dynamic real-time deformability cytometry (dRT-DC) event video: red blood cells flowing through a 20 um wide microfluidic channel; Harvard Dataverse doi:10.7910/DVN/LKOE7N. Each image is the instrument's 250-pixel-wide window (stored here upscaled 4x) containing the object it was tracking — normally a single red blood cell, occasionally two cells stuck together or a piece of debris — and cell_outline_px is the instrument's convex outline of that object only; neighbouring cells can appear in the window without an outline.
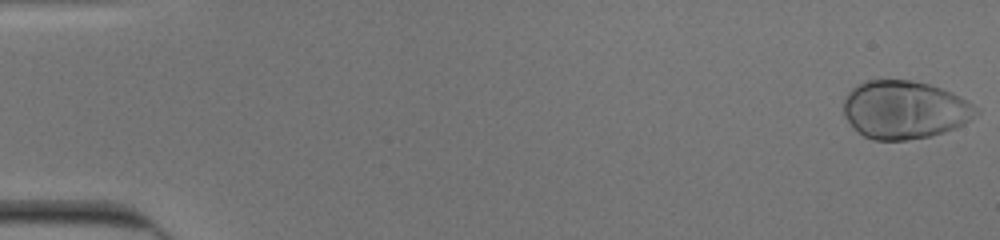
{"species": "human", "species_latin": "Homo sapiens", "temperature_condition": "cold", "stored_images_in_passage": 53, "camera_frame_rate_fps": 3000, "um_per_image_px": 0.085, "donor": {"sex": "male"}, "frame": {"image": 1, "passage_image": 1, "time_ms": 0.0, "image_size_px": [1000, 240], "cell_outline_px": [[980, 112], [964, 124], [956, 128], [932, 136], [908, 140], [872, 140], [856, 132], [844, 116], [844, 100], [848, 92], [852, 88], [868, 80], [912, 80], [928, 84], [952, 92], [960, 96], [972, 104]], "centroid_in_image_um": [76.88, 9.34], "position_along_channel_um": 8.1, "area_um2": 45.03}}
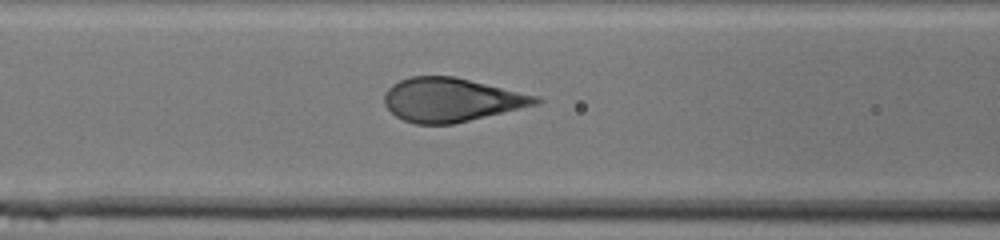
{"frame": {"image": 2, "passage_image": 23, "time_ms": 7.333, "image_size_px": [1000, 240], "cell_outline_px": [[544, 100], [540, 104], [452, 124], [416, 124], [404, 120], [396, 116], [384, 104], [384, 92], [392, 84], [400, 80], [412, 76], [456, 76], [540, 96]], "centroid_in_image_um": [38.4, 8.47], "position_along_channel_um": 128.2, "area_um2": 38.84}}
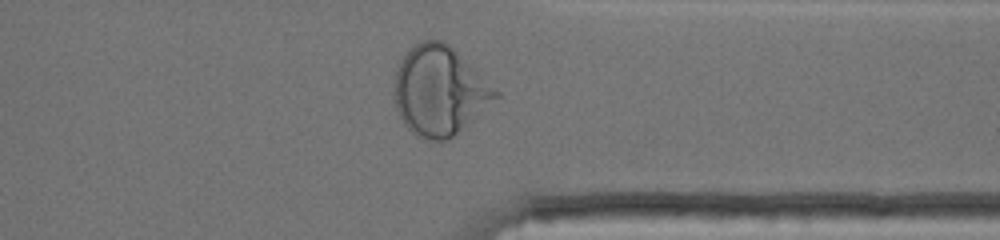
{"frame": {"image": 3, "passage_image": 42, "time_ms": 13.667, "image_size_px": [1000, 240], "cell_outline_px": [[500, 96], [448, 140], [432, 140], [416, 136], [404, 124], [396, 108], [396, 68], [400, 60], [420, 40], [444, 40], [476, 68], [500, 92]], "centroid_in_image_um": [37.38, 7.7], "position_along_channel_um": 374.0, "area_um2": 52.08}}